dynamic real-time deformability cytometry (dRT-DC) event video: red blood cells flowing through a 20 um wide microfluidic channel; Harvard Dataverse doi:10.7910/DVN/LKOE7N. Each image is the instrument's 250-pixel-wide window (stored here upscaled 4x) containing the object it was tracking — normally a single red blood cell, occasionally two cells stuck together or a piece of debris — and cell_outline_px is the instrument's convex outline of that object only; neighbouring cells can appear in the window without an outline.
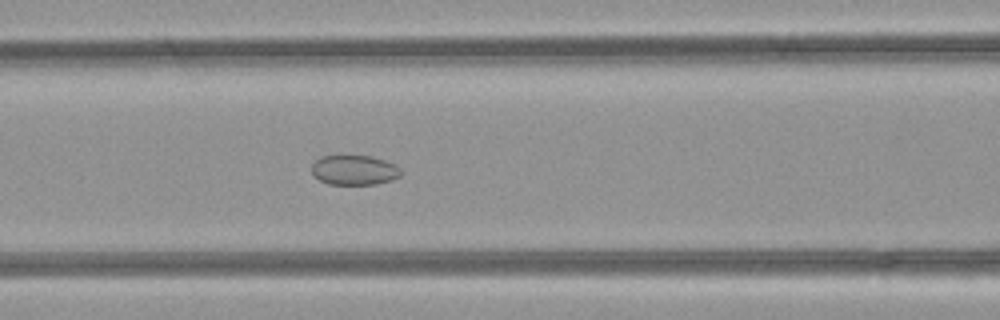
{"species": "common noctule bat (a hibernating species)", "species_latin": "Nyctalus noctula", "temperature_condition": "room temperature", "stored_images_in_passage": 42, "camera_frame_rate_fps": 3000, "um_per_image_px": 0.085, "animal": {"sex": "female", "body_mass_g": 21.9}, "frame": {"image": 1, "passage_image": 14, "time_ms": 4.333, "image_size_px": [1000, 320], "cell_outline_px": [[404, 172], [400, 176], [392, 180], [376, 184], [328, 184], [320, 180], [312, 172], [312, 164], [320, 156], [340, 152], [372, 156], [396, 164]], "centroid_in_image_um": [30.12, 14.39], "position_along_channel_um": 136.5, "area_um2": 16.3}}
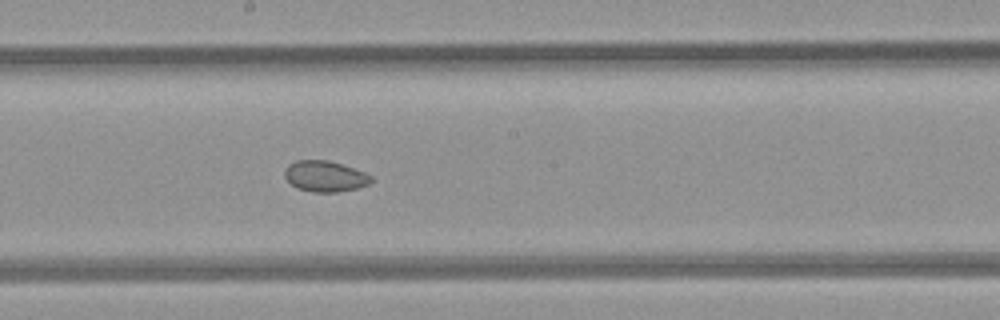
{"frame": {"image": 2, "passage_image": 20, "time_ms": 6.333, "image_size_px": [1000, 320], "cell_outline_px": [[372, 180], [368, 184], [356, 188], [336, 192], [312, 192], [296, 188], [284, 176], [284, 168], [288, 164], [296, 160], [328, 160], [364, 172], [372, 176]], "centroid_in_image_um": [27.58, 14.98], "position_along_channel_um": 220.6, "area_um2": 15.49}}
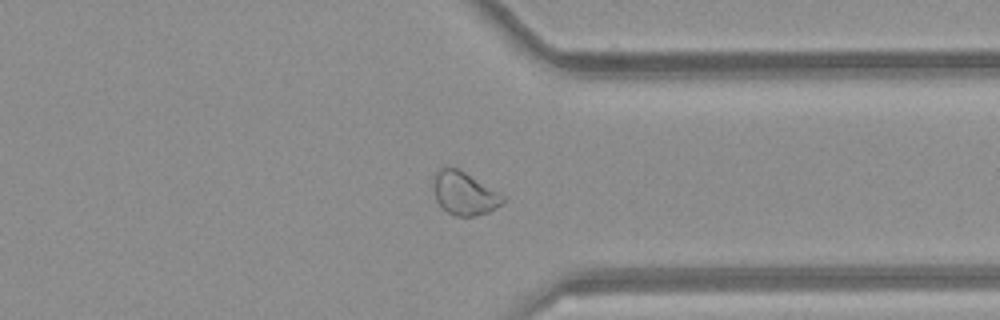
{"frame": {"image": 3, "passage_image": 31, "time_ms": 10.0, "image_size_px": [1000, 320], "cell_outline_px": [[504, 200], [496, 208], [488, 212], [476, 216], [456, 216], [448, 212], [436, 200], [432, 184], [432, 180], [436, 172], [444, 164], [448, 164], [464, 172], [500, 192], [504, 196]], "centroid_in_image_um": [39.43, 16.4], "position_along_channel_um": 372.0, "area_um2": 17.57}, "authors_computed_cell_mechanics": {"area_um2": 18.0336, "velocity_mm_per_s": 4.2003, "shape_relaxation_time_tau1_ms": null, "shape_relaxation_time_tau2_ms": 3.9148, "deformation_change_tau1": null, "deformation_change_tau2": 0.0683}}